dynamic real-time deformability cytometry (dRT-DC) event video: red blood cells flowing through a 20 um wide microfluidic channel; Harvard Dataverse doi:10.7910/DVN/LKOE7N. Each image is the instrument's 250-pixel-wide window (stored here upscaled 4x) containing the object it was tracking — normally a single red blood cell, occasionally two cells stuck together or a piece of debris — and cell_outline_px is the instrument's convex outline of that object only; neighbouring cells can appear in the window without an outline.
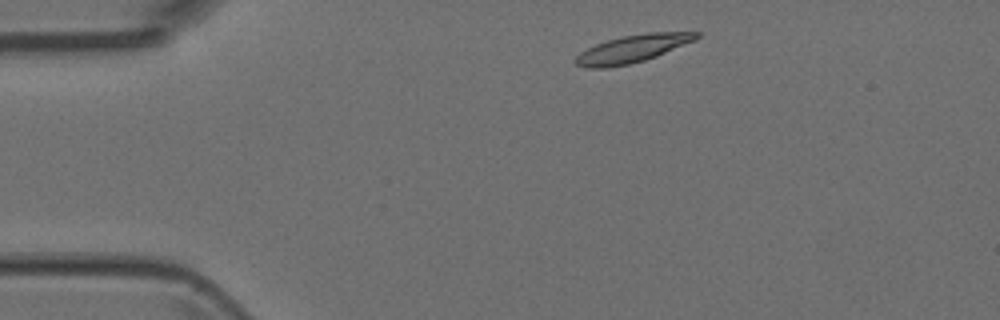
{"species": "Egyptian fruit bat (a non-hibernating species)", "species_latin": "Rousettus aegyptiacus", "temperature_condition": "room temperature", "stored_images_in_passage": 3, "camera_frame_rate_fps": 3000, "um_per_image_px": 0.085, "animal": {"sex": "female"}, "frame": {"image": 1, "passage_image": 1, "time_ms": 0.0, "image_size_px": [1000, 320], "cell_outline_px": [[700, 36], [696, 40], [656, 56], [644, 60], [628, 64], [604, 68], [588, 68], [576, 64], [572, 60], [580, 52], [596, 44], [620, 36], [648, 32], [700, 32]], "centroid_in_image_um": [53.75, 4.13], "position_along_channel_um": 31.2, "area_um2": 19.36}}
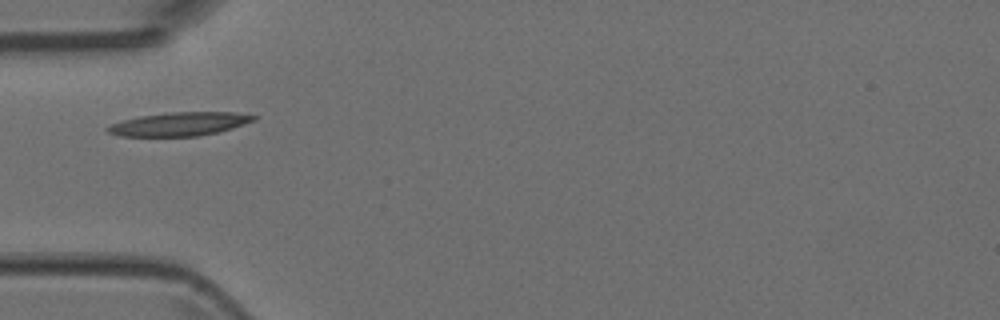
{"frame": {"image": 2, "passage_image": 3, "time_ms": 0.667, "image_size_px": [1000, 320], "cell_outline_px": [[260, 116], [256, 120], [220, 132], [200, 136], [120, 136], [108, 132], [104, 128], [112, 124], [124, 120], [140, 116], [168, 112], [236, 112]], "centroid_in_image_um": [15.31, 10.54], "position_along_channel_um": 69.7, "area_um2": 20.17}}